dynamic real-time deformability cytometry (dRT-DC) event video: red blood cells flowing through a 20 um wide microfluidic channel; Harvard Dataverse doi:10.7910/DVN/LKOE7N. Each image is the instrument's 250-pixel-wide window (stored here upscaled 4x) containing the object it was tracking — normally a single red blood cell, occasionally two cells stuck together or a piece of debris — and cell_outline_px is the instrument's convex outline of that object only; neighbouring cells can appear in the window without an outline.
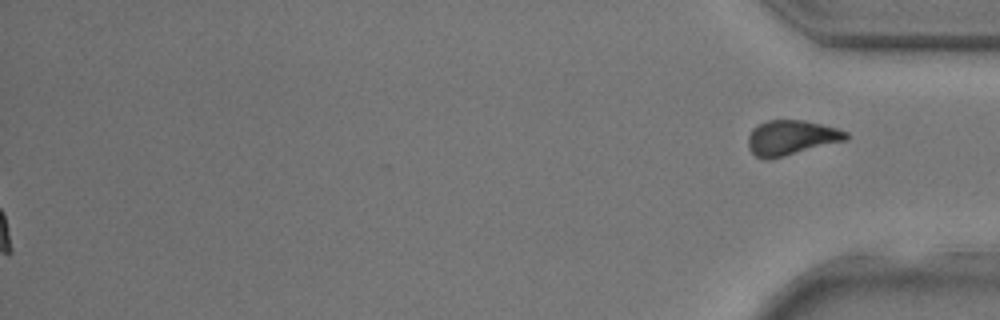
{"species": "common noctule bat (a hibernating species)", "species_latin": "Nyctalus noctula", "temperature_condition": "room temperature", "stored_images_in_passage": 32, "segment_of_instrument_passage": [2, 2], "camera_frame_rate_fps": 3000, "um_per_image_px": 0.085, "animal": {"sex": "male", "body_mass_g": 17.9, "forearm_length_mm": 54.2}, "frame": {"image": 1, "passage_image": 32, "time_ms": 10.333, "image_size_px": [1000, 320], "cell_outline_px": [[848, 140], [768, 160], [764, 160], [756, 156], [748, 148], [748, 136], [752, 128], [768, 120], [804, 120], [836, 128], [848, 132]], "centroid_in_image_um": [67.25, 11.71], "position_along_channel_um": 368.0, "area_um2": 19.94}}